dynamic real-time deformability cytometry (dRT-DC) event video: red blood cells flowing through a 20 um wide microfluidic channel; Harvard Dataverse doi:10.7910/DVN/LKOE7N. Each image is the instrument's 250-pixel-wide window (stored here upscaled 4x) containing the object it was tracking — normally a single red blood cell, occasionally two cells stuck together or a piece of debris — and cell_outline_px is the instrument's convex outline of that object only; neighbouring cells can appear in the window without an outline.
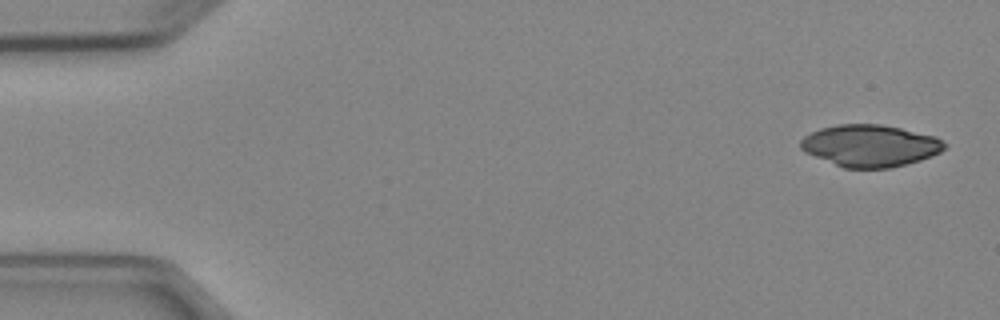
{"species": "Egyptian fruit bat (a non-hibernating species)", "species_latin": "Rousettus aegyptiacus", "temperature_condition": "cold", "stored_images_in_passage": 5, "camera_frame_rate_fps": 3000, "um_per_image_px": 0.085, "animal": {"sex": "female"}, "frame": {"image": 1, "passage_image": 1, "time_ms": 0.0, "image_size_px": [1000, 320], "cell_outline_px": [[948, 144], [940, 152], [920, 160], [892, 168], [844, 168], [804, 152], [800, 148], [800, 140], [804, 136], [820, 128], [836, 124], [880, 124], [900, 128], [936, 136]], "centroid_in_image_um": [73.95, 12.38], "position_along_channel_um": 11.1, "area_um2": 35.2}}